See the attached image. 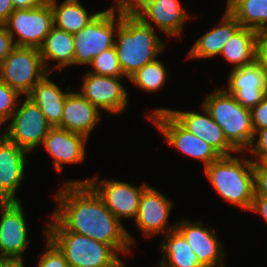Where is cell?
<instances>
[{"mask_svg": "<svg viewBox=\"0 0 267 267\" xmlns=\"http://www.w3.org/2000/svg\"><path fill=\"white\" fill-rule=\"evenodd\" d=\"M58 205L52 216L68 231L110 245L128 254L134 239L88 184H62L54 195Z\"/></svg>", "mask_w": 267, "mask_h": 267, "instance_id": "1", "label": "cell"}, {"mask_svg": "<svg viewBox=\"0 0 267 267\" xmlns=\"http://www.w3.org/2000/svg\"><path fill=\"white\" fill-rule=\"evenodd\" d=\"M115 38L117 59L128 79L144 65L156 60L165 48L154 28L133 12H121V25Z\"/></svg>", "mask_w": 267, "mask_h": 267, "instance_id": "2", "label": "cell"}, {"mask_svg": "<svg viewBox=\"0 0 267 267\" xmlns=\"http://www.w3.org/2000/svg\"><path fill=\"white\" fill-rule=\"evenodd\" d=\"M204 170L212 187L220 197L233 206L250 210L255 194L252 159L235 154L234 156H221L206 166Z\"/></svg>", "mask_w": 267, "mask_h": 267, "instance_id": "3", "label": "cell"}, {"mask_svg": "<svg viewBox=\"0 0 267 267\" xmlns=\"http://www.w3.org/2000/svg\"><path fill=\"white\" fill-rule=\"evenodd\" d=\"M52 220L46 222L45 237L60 249L69 267H121L125 264L110 245L66 230L53 216Z\"/></svg>", "mask_w": 267, "mask_h": 267, "instance_id": "4", "label": "cell"}, {"mask_svg": "<svg viewBox=\"0 0 267 267\" xmlns=\"http://www.w3.org/2000/svg\"><path fill=\"white\" fill-rule=\"evenodd\" d=\"M222 128L227 141L238 151H246L254 137L250 109L243 107L225 89L216 88L202 104Z\"/></svg>", "mask_w": 267, "mask_h": 267, "instance_id": "5", "label": "cell"}, {"mask_svg": "<svg viewBox=\"0 0 267 267\" xmlns=\"http://www.w3.org/2000/svg\"><path fill=\"white\" fill-rule=\"evenodd\" d=\"M120 25L121 11L118 9L112 6L108 10L99 12L86 27L74 34L73 65L87 66L94 57L113 47L116 40L114 37Z\"/></svg>", "mask_w": 267, "mask_h": 267, "instance_id": "6", "label": "cell"}, {"mask_svg": "<svg viewBox=\"0 0 267 267\" xmlns=\"http://www.w3.org/2000/svg\"><path fill=\"white\" fill-rule=\"evenodd\" d=\"M48 74L39 49L16 46L0 65V80L26 96Z\"/></svg>", "mask_w": 267, "mask_h": 267, "instance_id": "7", "label": "cell"}, {"mask_svg": "<svg viewBox=\"0 0 267 267\" xmlns=\"http://www.w3.org/2000/svg\"><path fill=\"white\" fill-rule=\"evenodd\" d=\"M3 25L16 46L39 49L54 26L52 7L45 0L35 8L16 9Z\"/></svg>", "mask_w": 267, "mask_h": 267, "instance_id": "8", "label": "cell"}, {"mask_svg": "<svg viewBox=\"0 0 267 267\" xmlns=\"http://www.w3.org/2000/svg\"><path fill=\"white\" fill-rule=\"evenodd\" d=\"M17 105L19 108L16 107L2 135L30 153L38 145H42L52 126L38 105L27 96L22 104L18 101Z\"/></svg>", "mask_w": 267, "mask_h": 267, "instance_id": "9", "label": "cell"}, {"mask_svg": "<svg viewBox=\"0 0 267 267\" xmlns=\"http://www.w3.org/2000/svg\"><path fill=\"white\" fill-rule=\"evenodd\" d=\"M98 179L92 177L85 180H71L66 184H88L120 222L121 219H135L142 193L148 184L136 187L119 180Z\"/></svg>", "mask_w": 267, "mask_h": 267, "instance_id": "10", "label": "cell"}, {"mask_svg": "<svg viewBox=\"0 0 267 267\" xmlns=\"http://www.w3.org/2000/svg\"><path fill=\"white\" fill-rule=\"evenodd\" d=\"M148 119L154 122L169 146L186 156L201 160L204 168L221 157L208 143L187 131L168 111L148 115Z\"/></svg>", "mask_w": 267, "mask_h": 267, "instance_id": "11", "label": "cell"}, {"mask_svg": "<svg viewBox=\"0 0 267 267\" xmlns=\"http://www.w3.org/2000/svg\"><path fill=\"white\" fill-rule=\"evenodd\" d=\"M0 213V259L22 258L29 242L22 204L0 202Z\"/></svg>", "mask_w": 267, "mask_h": 267, "instance_id": "12", "label": "cell"}, {"mask_svg": "<svg viewBox=\"0 0 267 267\" xmlns=\"http://www.w3.org/2000/svg\"><path fill=\"white\" fill-rule=\"evenodd\" d=\"M122 77L95 75L87 72L83 76V83L79 93L99 110L109 114H120L128 105V92L120 82Z\"/></svg>", "mask_w": 267, "mask_h": 267, "instance_id": "13", "label": "cell"}, {"mask_svg": "<svg viewBox=\"0 0 267 267\" xmlns=\"http://www.w3.org/2000/svg\"><path fill=\"white\" fill-rule=\"evenodd\" d=\"M226 91L243 107H255L267 94V69L258 61L235 68L227 77Z\"/></svg>", "mask_w": 267, "mask_h": 267, "instance_id": "14", "label": "cell"}, {"mask_svg": "<svg viewBox=\"0 0 267 267\" xmlns=\"http://www.w3.org/2000/svg\"><path fill=\"white\" fill-rule=\"evenodd\" d=\"M201 109L204 114L197 111H179L160 107L154 109L152 114L168 111L187 131L208 143L220 156L241 153L227 141L222 128L212 119L205 106L202 105Z\"/></svg>", "mask_w": 267, "mask_h": 267, "instance_id": "15", "label": "cell"}, {"mask_svg": "<svg viewBox=\"0 0 267 267\" xmlns=\"http://www.w3.org/2000/svg\"><path fill=\"white\" fill-rule=\"evenodd\" d=\"M172 206L168 197L148 185L142 193L135 224L148 238L156 234H166L176 228V222L174 225L167 223Z\"/></svg>", "mask_w": 267, "mask_h": 267, "instance_id": "16", "label": "cell"}, {"mask_svg": "<svg viewBox=\"0 0 267 267\" xmlns=\"http://www.w3.org/2000/svg\"><path fill=\"white\" fill-rule=\"evenodd\" d=\"M176 229L190 244L203 267H226L223 246L212 227H204L201 221L190 222L183 218L176 223Z\"/></svg>", "mask_w": 267, "mask_h": 267, "instance_id": "17", "label": "cell"}, {"mask_svg": "<svg viewBox=\"0 0 267 267\" xmlns=\"http://www.w3.org/2000/svg\"><path fill=\"white\" fill-rule=\"evenodd\" d=\"M144 23L154 25L166 36H180L185 21L191 16L178 0H147L134 12Z\"/></svg>", "mask_w": 267, "mask_h": 267, "instance_id": "18", "label": "cell"}, {"mask_svg": "<svg viewBox=\"0 0 267 267\" xmlns=\"http://www.w3.org/2000/svg\"><path fill=\"white\" fill-rule=\"evenodd\" d=\"M28 153L0 134V202L20 201L15 195L25 177Z\"/></svg>", "mask_w": 267, "mask_h": 267, "instance_id": "19", "label": "cell"}, {"mask_svg": "<svg viewBox=\"0 0 267 267\" xmlns=\"http://www.w3.org/2000/svg\"><path fill=\"white\" fill-rule=\"evenodd\" d=\"M87 137L58 126L51 127L43 140V147L53 158L54 168L62 171L64 164H78L85 160Z\"/></svg>", "mask_w": 267, "mask_h": 267, "instance_id": "20", "label": "cell"}, {"mask_svg": "<svg viewBox=\"0 0 267 267\" xmlns=\"http://www.w3.org/2000/svg\"><path fill=\"white\" fill-rule=\"evenodd\" d=\"M100 110L78 92H69L65 98L61 124L70 132L89 137L100 120Z\"/></svg>", "mask_w": 267, "mask_h": 267, "instance_id": "21", "label": "cell"}, {"mask_svg": "<svg viewBox=\"0 0 267 267\" xmlns=\"http://www.w3.org/2000/svg\"><path fill=\"white\" fill-rule=\"evenodd\" d=\"M220 26L198 38L189 50L188 58H212L220 55L225 43L241 27L236 18L225 8Z\"/></svg>", "mask_w": 267, "mask_h": 267, "instance_id": "22", "label": "cell"}, {"mask_svg": "<svg viewBox=\"0 0 267 267\" xmlns=\"http://www.w3.org/2000/svg\"><path fill=\"white\" fill-rule=\"evenodd\" d=\"M49 77L48 73L34 86L27 97L38 105L47 122L55 127L61 124L65 98L69 92H63Z\"/></svg>", "mask_w": 267, "mask_h": 267, "instance_id": "23", "label": "cell"}, {"mask_svg": "<svg viewBox=\"0 0 267 267\" xmlns=\"http://www.w3.org/2000/svg\"><path fill=\"white\" fill-rule=\"evenodd\" d=\"M39 51L42 56L45 69L48 73L54 70L51 67H48L49 60L57 62L54 67L59 69V71L63 67L73 65L75 53L74 34L68 33L53 26L45 37V40L39 48Z\"/></svg>", "mask_w": 267, "mask_h": 267, "instance_id": "24", "label": "cell"}, {"mask_svg": "<svg viewBox=\"0 0 267 267\" xmlns=\"http://www.w3.org/2000/svg\"><path fill=\"white\" fill-rule=\"evenodd\" d=\"M222 57L233 69L250 65L256 61V31L240 27L225 43Z\"/></svg>", "mask_w": 267, "mask_h": 267, "instance_id": "25", "label": "cell"}, {"mask_svg": "<svg viewBox=\"0 0 267 267\" xmlns=\"http://www.w3.org/2000/svg\"><path fill=\"white\" fill-rule=\"evenodd\" d=\"M161 241L163 258L158 267H203L190 244L175 228Z\"/></svg>", "mask_w": 267, "mask_h": 267, "instance_id": "26", "label": "cell"}, {"mask_svg": "<svg viewBox=\"0 0 267 267\" xmlns=\"http://www.w3.org/2000/svg\"><path fill=\"white\" fill-rule=\"evenodd\" d=\"M53 11L54 26L68 33L75 34L86 27L99 12L88 14L79 0H65L58 3L48 0Z\"/></svg>", "mask_w": 267, "mask_h": 267, "instance_id": "27", "label": "cell"}, {"mask_svg": "<svg viewBox=\"0 0 267 267\" xmlns=\"http://www.w3.org/2000/svg\"><path fill=\"white\" fill-rule=\"evenodd\" d=\"M226 9L241 27L255 31L267 28V0H228Z\"/></svg>", "mask_w": 267, "mask_h": 267, "instance_id": "28", "label": "cell"}, {"mask_svg": "<svg viewBox=\"0 0 267 267\" xmlns=\"http://www.w3.org/2000/svg\"><path fill=\"white\" fill-rule=\"evenodd\" d=\"M167 70L164 63L154 60L144 65L128 80L139 87L142 91L153 93L162 89L167 82Z\"/></svg>", "mask_w": 267, "mask_h": 267, "instance_id": "29", "label": "cell"}, {"mask_svg": "<svg viewBox=\"0 0 267 267\" xmlns=\"http://www.w3.org/2000/svg\"><path fill=\"white\" fill-rule=\"evenodd\" d=\"M92 68L88 71L95 75L109 77H123V72L119 65L115 47H111L94 57L89 64Z\"/></svg>", "mask_w": 267, "mask_h": 267, "instance_id": "30", "label": "cell"}, {"mask_svg": "<svg viewBox=\"0 0 267 267\" xmlns=\"http://www.w3.org/2000/svg\"><path fill=\"white\" fill-rule=\"evenodd\" d=\"M18 97L20 95L10 88L6 83L0 80V124L10 120L13 112L18 106Z\"/></svg>", "mask_w": 267, "mask_h": 267, "instance_id": "31", "label": "cell"}, {"mask_svg": "<svg viewBox=\"0 0 267 267\" xmlns=\"http://www.w3.org/2000/svg\"><path fill=\"white\" fill-rule=\"evenodd\" d=\"M46 242V252L43 255L40 254L38 267H69L60 249L48 237H46Z\"/></svg>", "mask_w": 267, "mask_h": 267, "instance_id": "32", "label": "cell"}, {"mask_svg": "<svg viewBox=\"0 0 267 267\" xmlns=\"http://www.w3.org/2000/svg\"><path fill=\"white\" fill-rule=\"evenodd\" d=\"M246 151H249L251 156H255L256 160H252L254 163L267 154V127L254 132L253 141Z\"/></svg>", "mask_w": 267, "mask_h": 267, "instance_id": "33", "label": "cell"}, {"mask_svg": "<svg viewBox=\"0 0 267 267\" xmlns=\"http://www.w3.org/2000/svg\"><path fill=\"white\" fill-rule=\"evenodd\" d=\"M250 112L254 132L267 127V94Z\"/></svg>", "mask_w": 267, "mask_h": 267, "instance_id": "34", "label": "cell"}, {"mask_svg": "<svg viewBox=\"0 0 267 267\" xmlns=\"http://www.w3.org/2000/svg\"><path fill=\"white\" fill-rule=\"evenodd\" d=\"M256 61L267 69V28L256 31Z\"/></svg>", "mask_w": 267, "mask_h": 267, "instance_id": "35", "label": "cell"}, {"mask_svg": "<svg viewBox=\"0 0 267 267\" xmlns=\"http://www.w3.org/2000/svg\"><path fill=\"white\" fill-rule=\"evenodd\" d=\"M15 47L13 37L4 25H0V65Z\"/></svg>", "mask_w": 267, "mask_h": 267, "instance_id": "36", "label": "cell"}, {"mask_svg": "<svg viewBox=\"0 0 267 267\" xmlns=\"http://www.w3.org/2000/svg\"><path fill=\"white\" fill-rule=\"evenodd\" d=\"M254 189V195L267 196V171L257 163H254Z\"/></svg>", "mask_w": 267, "mask_h": 267, "instance_id": "37", "label": "cell"}, {"mask_svg": "<svg viewBox=\"0 0 267 267\" xmlns=\"http://www.w3.org/2000/svg\"><path fill=\"white\" fill-rule=\"evenodd\" d=\"M250 211L261 214L267 223V196L254 195Z\"/></svg>", "mask_w": 267, "mask_h": 267, "instance_id": "38", "label": "cell"}, {"mask_svg": "<svg viewBox=\"0 0 267 267\" xmlns=\"http://www.w3.org/2000/svg\"><path fill=\"white\" fill-rule=\"evenodd\" d=\"M116 7L121 12H134L139 6H141L147 0H115Z\"/></svg>", "mask_w": 267, "mask_h": 267, "instance_id": "39", "label": "cell"}, {"mask_svg": "<svg viewBox=\"0 0 267 267\" xmlns=\"http://www.w3.org/2000/svg\"><path fill=\"white\" fill-rule=\"evenodd\" d=\"M12 0H0V25H3L14 11Z\"/></svg>", "mask_w": 267, "mask_h": 267, "instance_id": "40", "label": "cell"}, {"mask_svg": "<svg viewBox=\"0 0 267 267\" xmlns=\"http://www.w3.org/2000/svg\"><path fill=\"white\" fill-rule=\"evenodd\" d=\"M45 0H12L14 9H29L35 8Z\"/></svg>", "mask_w": 267, "mask_h": 267, "instance_id": "41", "label": "cell"}, {"mask_svg": "<svg viewBox=\"0 0 267 267\" xmlns=\"http://www.w3.org/2000/svg\"><path fill=\"white\" fill-rule=\"evenodd\" d=\"M24 258L3 259V267H25Z\"/></svg>", "mask_w": 267, "mask_h": 267, "instance_id": "42", "label": "cell"}, {"mask_svg": "<svg viewBox=\"0 0 267 267\" xmlns=\"http://www.w3.org/2000/svg\"><path fill=\"white\" fill-rule=\"evenodd\" d=\"M257 164L265 171H267V154H265Z\"/></svg>", "mask_w": 267, "mask_h": 267, "instance_id": "43", "label": "cell"}, {"mask_svg": "<svg viewBox=\"0 0 267 267\" xmlns=\"http://www.w3.org/2000/svg\"><path fill=\"white\" fill-rule=\"evenodd\" d=\"M0 267H3V259H0Z\"/></svg>", "mask_w": 267, "mask_h": 267, "instance_id": "44", "label": "cell"}]
</instances>
